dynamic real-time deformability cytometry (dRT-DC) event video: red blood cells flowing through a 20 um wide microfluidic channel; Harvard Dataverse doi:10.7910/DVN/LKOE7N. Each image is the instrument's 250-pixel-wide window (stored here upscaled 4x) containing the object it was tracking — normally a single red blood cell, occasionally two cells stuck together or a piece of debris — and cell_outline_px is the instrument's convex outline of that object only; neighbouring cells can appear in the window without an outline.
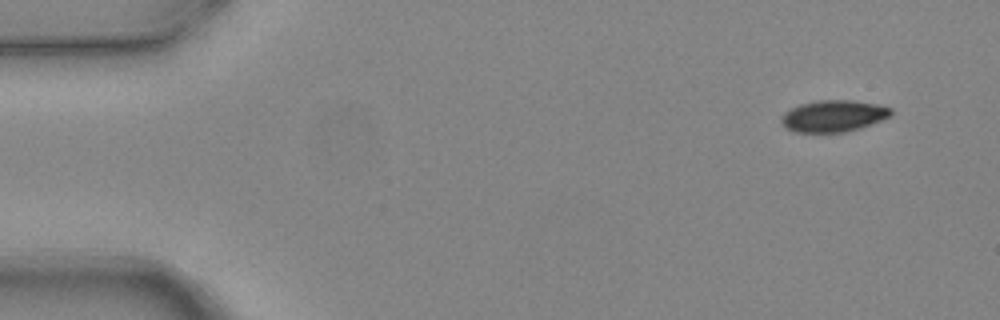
{"species": "common noctule bat (a hibernating species)", "species_latin": "Nyctalus noctula", "temperature_condition": "warm", "stored_images_in_passage": 5, "camera_frame_rate_fps": 3000, "um_per_image_px": 0.085, "animal": {"sex": "female", "body_mass_g": 24.6, "forearm_length_mm": 56.2}, "frame": {"image": 1, "passage_image": 1, "time_ms": 0.0, "image_size_px": [1000, 320], "cell_outline_px": [[892, 116], [860, 128], [844, 132], [792, 132], [780, 120], [780, 116], [784, 112], [800, 104], [816, 100], [852, 100], [876, 104], [892, 108]], "centroid_in_image_um": [70.84, 9.85], "position_along_channel_um": 14.2, "area_um2": 20.23}}
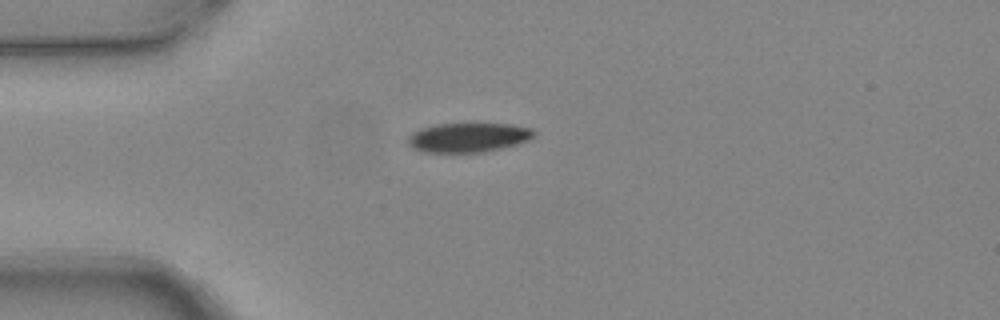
{"frame": {"image": 2, "passage_image": 4, "time_ms": 1.0, "image_size_px": [1000, 320], "cell_outline_px": [[536, 136], [520, 144], [484, 152], [420, 152], [412, 148], [408, 144], [408, 136], [412, 132], [424, 128], [440, 124], [512, 124], [532, 128], [536, 132]], "centroid_in_image_um": [39.85, 11.69], "position_along_channel_um": 45.2, "area_um2": 21.68}}
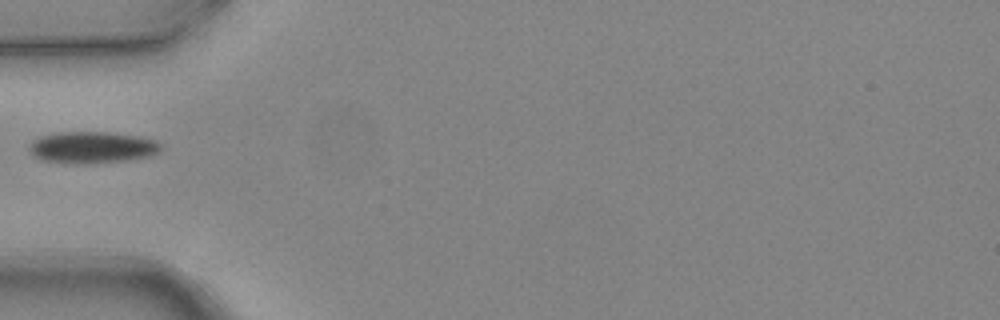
{"frame": {"image": 3, "passage_image": 5, "time_ms": 1.333, "image_size_px": [1000, 320], "cell_outline_px": [[164, 148], [160, 152], [148, 156], [124, 160], [92, 164], [64, 164], [40, 160], [32, 156], [28, 148], [28, 144], [32, 140], [40, 136], [56, 132], [108, 132], [140, 136], [156, 140]], "centroid_in_image_um": [7.78, 12.54], "position_along_channel_um": 77.2, "area_um2": 24.91}}